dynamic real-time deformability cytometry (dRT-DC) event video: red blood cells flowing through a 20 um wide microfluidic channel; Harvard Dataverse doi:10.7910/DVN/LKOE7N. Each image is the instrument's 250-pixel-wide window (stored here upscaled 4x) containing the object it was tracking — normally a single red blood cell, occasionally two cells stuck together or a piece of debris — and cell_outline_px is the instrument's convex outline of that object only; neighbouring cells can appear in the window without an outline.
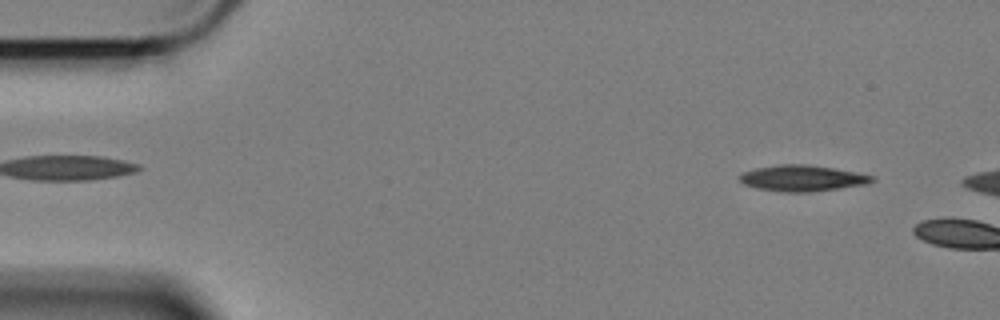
{"species": "Egyptian fruit bat (a non-hibernating species)", "species_latin": "Rousettus aegyptiacus", "temperature_condition": "cold", "stored_images_in_passage": 5, "camera_frame_rate_fps": 3000, "um_per_image_px": 0.085, "animal": {"sex": "female"}, "frame": {"image": 1, "passage_image": 3, "time_ms": 0.667, "image_size_px": [1000, 320], "cell_outline_px": [[876, 180], [864, 184], [808, 192], [788, 192], [756, 188], [744, 184], [740, 180], [740, 172], [756, 168], [784, 164], [808, 164], [856, 172], [876, 176]], "centroid_in_image_um": [68.19, 15.13], "position_along_channel_um": 16.8, "area_um2": 19.83}}